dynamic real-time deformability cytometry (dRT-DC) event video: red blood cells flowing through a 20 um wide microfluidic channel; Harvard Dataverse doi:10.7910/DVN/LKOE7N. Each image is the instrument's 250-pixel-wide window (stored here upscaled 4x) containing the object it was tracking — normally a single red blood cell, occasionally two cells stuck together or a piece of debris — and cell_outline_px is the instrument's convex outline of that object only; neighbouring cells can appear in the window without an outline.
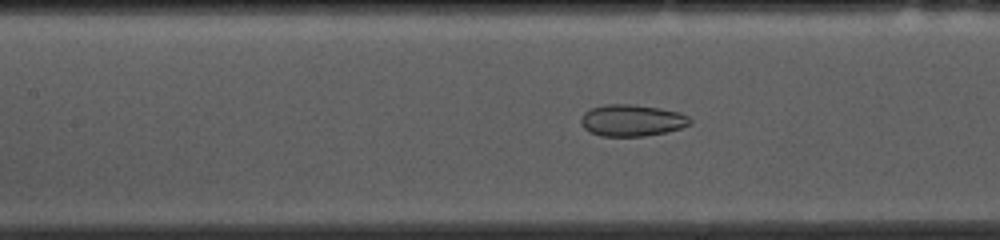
{"species": "common noctule bat (a hibernating species)", "species_latin": "Nyctalus noctula", "temperature_condition": "cold", "stored_images_in_passage": 53, "camera_frame_rate_fps": 3000, "um_per_image_px": 0.085, "animal": {"sex": "female", "body_mass_g": 10.0, "forearm_length_mm": 53.1}, "frame": {"image": 1, "passage_image": 22, "time_ms": 7.0, "image_size_px": [1000, 240], "cell_outline_px": [[692, 124], [668, 132], [644, 136], [600, 136], [584, 128], [580, 120], [584, 112], [592, 108], [604, 104], [632, 104], [660, 108], [680, 112], [688, 116], [692, 120]], "centroid_in_image_um": [53.74, 10.23], "position_along_channel_um": 153.7, "area_um2": 20.23}}
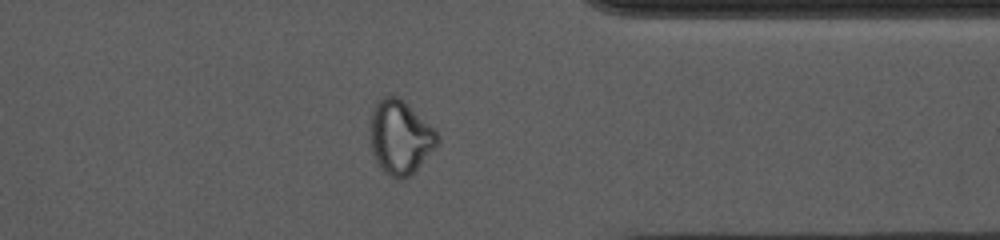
{"frame": {"image": 2, "passage_image": 41, "time_ms": 13.333, "image_size_px": [1000, 240], "cell_outline_px": [[440, 140], [420, 164], [404, 180], [400, 180], [384, 172], [376, 160], [372, 152], [368, 136], [368, 128], [372, 108], [376, 100], [384, 96], [400, 96], [436, 128], [440, 136]], "centroid_in_image_um": [33.98, 11.59], "position_along_channel_um": 377.4, "area_um2": 29.54}}
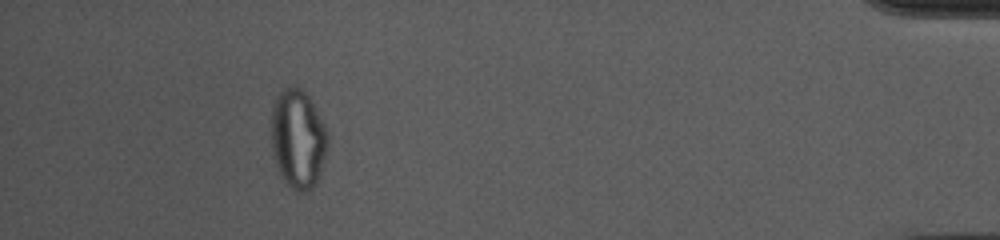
{"frame": {"image": 3, "passage_image": 48, "time_ms": 15.667, "image_size_px": [1000, 240], "cell_outline_px": [[328, 144], [316, 184], [312, 188], [304, 192], [300, 192], [292, 188], [280, 176], [272, 156], [272, 108], [276, 96], [284, 88], [296, 84], [308, 96], [324, 124], [328, 132]], "centroid_in_image_um": [25.31, 11.8], "position_along_channel_um": 409.9, "area_um2": 32.54}, "authors_computed_cell_mechanics": {"area_um2": 26.299, "velocity_mm_per_s": 3.6927, "shape_relaxation_time_tau1_ms": null, "shape_relaxation_time_tau2_ms": 2.0411, "deformation_change_tau1": null, "deformation_change_tau2": 0.0603}}